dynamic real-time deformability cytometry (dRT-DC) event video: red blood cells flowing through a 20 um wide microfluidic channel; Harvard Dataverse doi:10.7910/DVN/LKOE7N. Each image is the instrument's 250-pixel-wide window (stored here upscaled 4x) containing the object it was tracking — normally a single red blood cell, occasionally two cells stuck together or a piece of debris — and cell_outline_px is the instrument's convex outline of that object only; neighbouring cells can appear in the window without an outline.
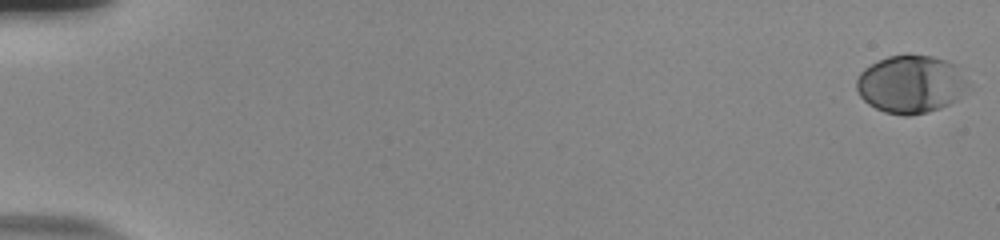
{"species": "human", "species_latin": "Homo sapiens", "temperature_condition": "room temperature", "stored_images_in_passage": 57, "camera_frame_rate_fps": 3000, "um_per_image_px": 0.085, "donor": {"sex": "male"}, "frame": {"image": 1, "passage_image": 1, "time_ms": 0.0, "image_size_px": [1000, 240], "cell_outline_px": [[968, 84], [956, 100], [940, 108], [928, 112], [908, 116], [904, 116], [884, 112], [868, 104], [860, 96], [856, 88], [856, 80], [860, 72], [864, 68], [888, 56], [908, 52], [932, 56], [956, 64]], "centroid_in_image_um": [77.38, 7.13], "position_along_channel_um": 7.6, "area_um2": 37.8}}
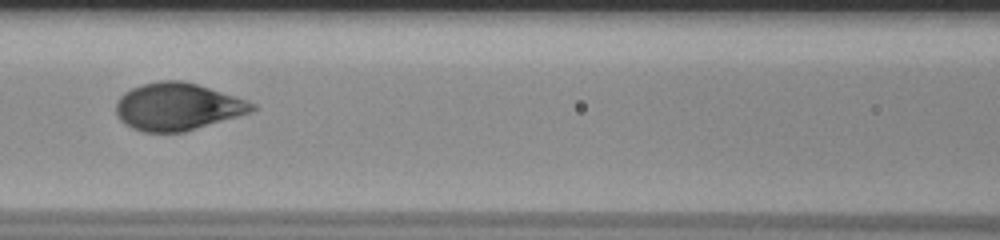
{"frame": {"image": 2, "passage_image": 28, "time_ms": 9.0, "image_size_px": [1000, 240], "cell_outline_px": [[256, 108], [252, 112], [184, 132], [144, 132], [132, 128], [124, 124], [116, 116], [116, 104], [120, 96], [124, 92], [132, 88], [144, 84], [160, 80], [180, 80], [196, 84], [236, 96], [256, 104]], "centroid_in_image_um": [15.08, 9.07], "position_along_channel_um": 151.5, "area_um2": 37.51}}
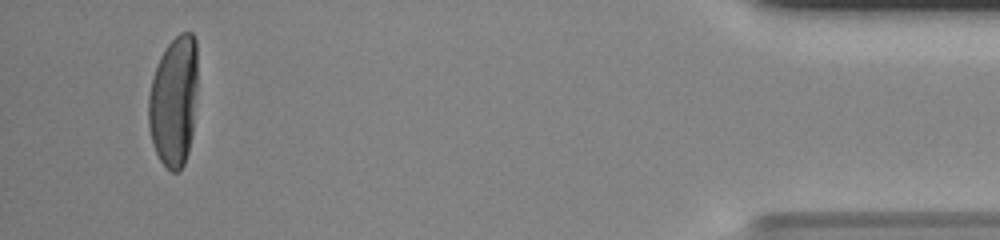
{"frame": {"image": 3, "passage_image": 55, "time_ms": 18.0, "image_size_px": [1000, 240], "cell_outline_px": [[196, 92], [192, 132], [188, 152], [184, 164], [176, 172], [172, 172], [160, 160], [152, 144], [148, 124], [148, 96], [152, 80], [160, 56], [168, 44], [180, 32], [192, 32], [196, 40]], "centroid_in_image_um": [14.76, 8.59], "position_along_channel_um": 420.4, "area_um2": 37.17}, "authors_computed_cell_mechanics": {"area_um2": 37.281, "velocity_mm_per_s": 3.6969, "shape_relaxation_time_tau1_ms": 3.3254, "shape_relaxation_time_tau2_ms": null, "deformation_change_tau1": 0.1702, "deformation_change_tau2": null}}